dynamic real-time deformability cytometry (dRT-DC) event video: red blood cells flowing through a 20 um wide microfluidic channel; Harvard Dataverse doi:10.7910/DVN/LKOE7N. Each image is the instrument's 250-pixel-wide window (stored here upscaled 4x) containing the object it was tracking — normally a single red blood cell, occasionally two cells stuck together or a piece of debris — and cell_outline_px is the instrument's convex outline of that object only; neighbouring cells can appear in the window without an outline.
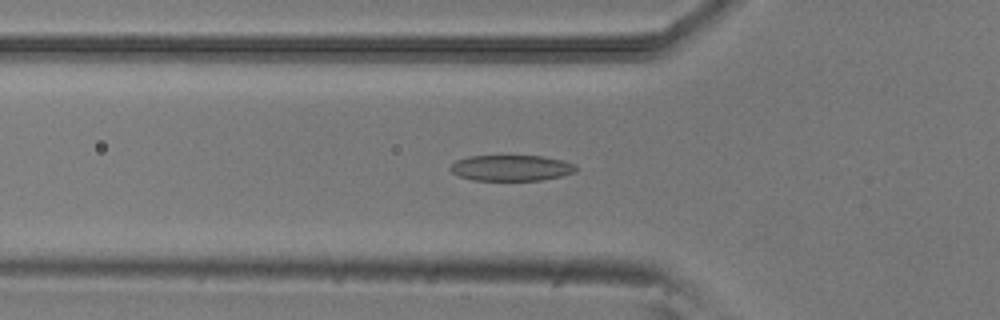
{"species": "common noctule bat (a hibernating species)", "species_latin": "Nyctalus noctula", "temperature_condition": "room temperature", "stored_images_in_passage": 37, "camera_frame_rate_fps": 3000, "um_per_image_px": 0.085, "animal": {"sex": "male", "body_mass_g": 20.5, "forearm_length_mm": 52.5}, "frame": {"image": 1, "passage_image": 5, "time_ms": 1.333, "image_size_px": [1000, 320], "cell_outline_px": [[576, 172], [560, 176], [540, 180], [472, 180], [460, 176], [452, 172], [448, 168], [456, 160], [468, 156], [544, 156], [560, 160], [572, 164], [576, 168]], "centroid_in_image_um": [43.41, 14.27], "position_along_channel_um": 82.4, "area_um2": 18.73}}
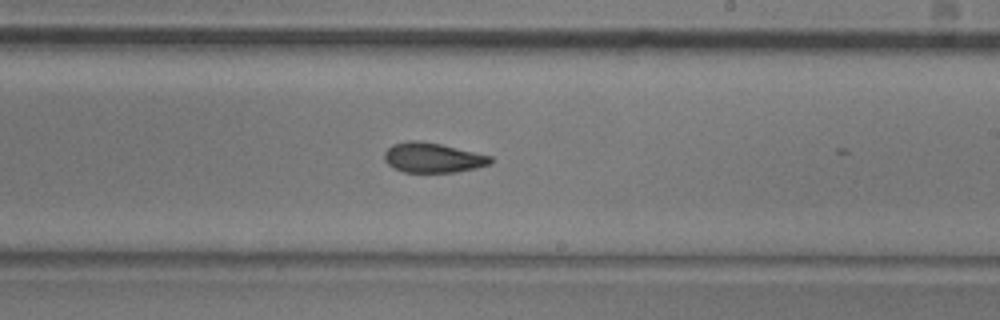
{"frame": {"image": 2, "passage_image": 18, "time_ms": 5.667, "image_size_px": [1000, 320], "cell_outline_px": [[492, 160], [488, 164], [476, 168], [456, 172], [404, 172], [392, 168], [384, 160], [384, 152], [392, 144], [408, 140], [420, 140], [440, 144], [492, 156]], "centroid_in_image_um": [36.74, 13.4], "position_along_channel_um": 252.3, "area_um2": 18.5}}
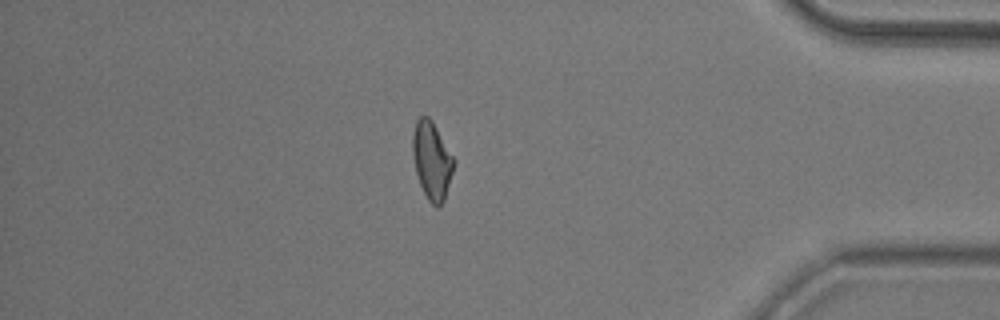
{"frame": {"image": 3, "passage_image": 32, "time_ms": 10.333, "image_size_px": [1000, 320], "cell_outline_px": [[452, 172], [444, 200], [440, 208], [436, 208], [428, 200], [420, 184], [416, 172], [412, 152], [412, 136], [416, 120], [420, 116], [428, 116], [432, 120], [452, 156]], "centroid_in_image_um": [36.67, 13.64], "position_along_channel_um": 398.5, "area_um2": 18.21}, "authors_computed_cell_mechanics": {"area_um2": 18.7272, "velocity_mm_per_s": 3.8984, "shape_relaxation_time_tau1_ms": 3.8261, "shape_relaxation_time_tau2_ms": 2.5027, "deformation_change_tau1": 0.1319, "deformation_change_tau2": 0.0979}}